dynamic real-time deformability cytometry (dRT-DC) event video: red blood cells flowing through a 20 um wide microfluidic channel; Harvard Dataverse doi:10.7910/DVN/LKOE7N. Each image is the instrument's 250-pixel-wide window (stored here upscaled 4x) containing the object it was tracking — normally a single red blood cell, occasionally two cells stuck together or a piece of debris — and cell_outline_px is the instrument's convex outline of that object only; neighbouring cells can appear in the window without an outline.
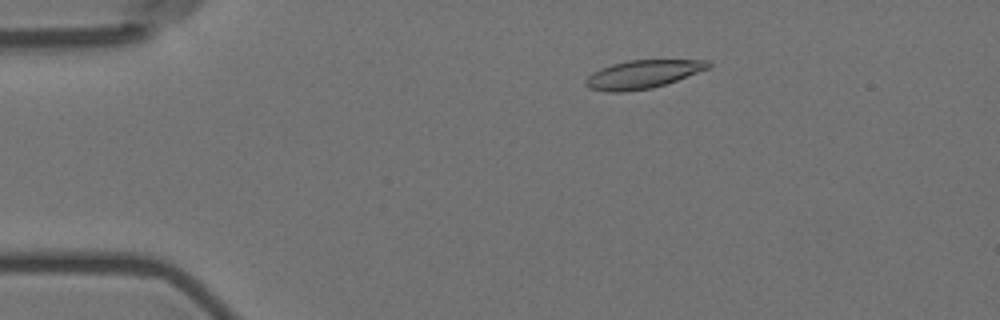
{"species": "Egyptian fruit bat (a non-hibernating species)", "species_latin": "Rousettus aegyptiacus", "temperature_condition": "room temperature", "stored_images_in_passage": 5, "camera_frame_rate_fps": 3000, "um_per_image_px": 0.085, "animal": {"sex": "female"}, "frame": {"image": 1, "passage_image": 3, "time_ms": 3.333, "image_size_px": [1000, 320], "cell_outline_px": [[712, 64], [708, 68], [676, 80], [652, 88], [624, 92], [608, 92], [588, 88], [584, 84], [584, 80], [592, 72], [600, 68], [612, 64], [628, 60], [708, 60]], "centroid_in_image_um": [54.56, 6.32], "position_along_channel_um": 30.4, "area_um2": 20.11}}